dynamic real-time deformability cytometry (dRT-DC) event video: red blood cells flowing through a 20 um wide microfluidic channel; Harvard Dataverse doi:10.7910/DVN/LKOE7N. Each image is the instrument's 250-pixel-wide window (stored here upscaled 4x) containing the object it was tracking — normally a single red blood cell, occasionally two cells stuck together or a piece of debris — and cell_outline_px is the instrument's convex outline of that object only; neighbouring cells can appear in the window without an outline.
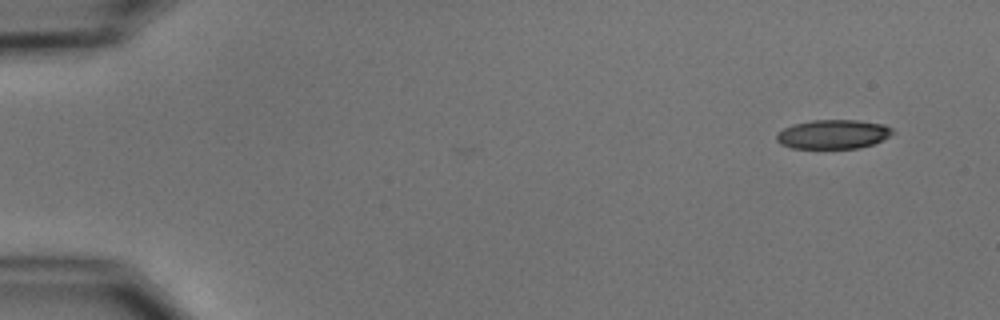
{"species": "common noctule bat (a hibernating species)", "species_latin": "Nyctalus noctula", "temperature_condition": "cold", "stored_images_in_passage": 7, "camera_frame_rate_fps": 3000, "um_per_image_px": 0.085, "animal": {"sex": "male", "body_mass_g": 15.6}, "frame": {"image": 1, "passage_image": 1, "time_ms": 0.0, "image_size_px": [1000, 320], "cell_outline_px": [[896, 132], [872, 144], [856, 148], [792, 148], [780, 144], [776, 140], [776, 132], [792, 124], [812, 120], [856, 120], [884, 124], [892, 128]], "centroid_in_image_um": [70.78, 11.4], "position_along_channel_um": 14.2, "area_um2": 19.71}}
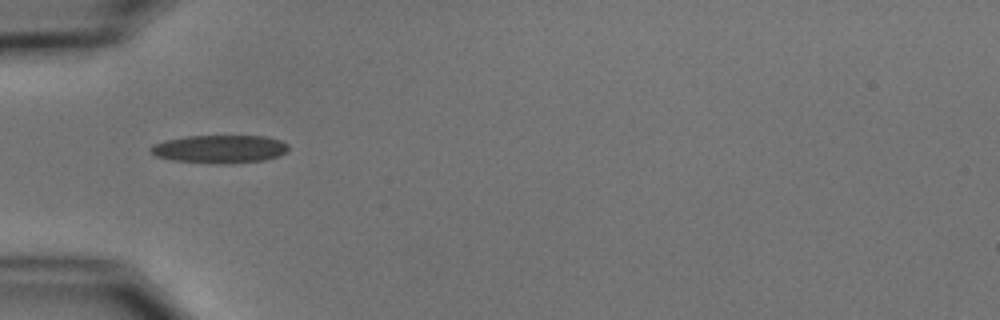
{"frame": {"image": 2, "passage_image": 5, "time_ms": 4.667, "image_size_px": [1000, 320], "cell_outline_px": [[288, 152], [280, 156], [264, 160], [228, 164], [212, 164], [172, 160], [156, 156], [148, 148], [152, 144], [164, 140], [188, 136], [268, 136], [280, 140], [288, 144]], "centroid_in_image_um": [18.69, 12.67], "position_along_channel_um": 66.3, "area_um2": 22.89}}